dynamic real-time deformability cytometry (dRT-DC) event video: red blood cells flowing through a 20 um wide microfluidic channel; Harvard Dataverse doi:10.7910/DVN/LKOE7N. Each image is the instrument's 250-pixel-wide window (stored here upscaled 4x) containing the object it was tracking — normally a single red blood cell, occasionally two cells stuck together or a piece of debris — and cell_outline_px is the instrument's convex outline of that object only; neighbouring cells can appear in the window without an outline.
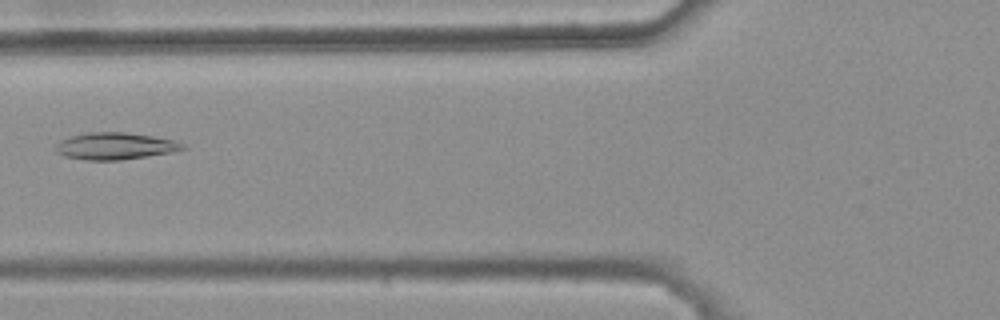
{"species": "common noctule bat (a hibernating species)", "species_latin": "Nyctalus noctula", "temperature_condition": "warm", "stored_images_in_passage": 3, "camera_frame_rate_fps": 3000, "um_per_image_px": 0.085, "animal": {"sex": "female", "body_mass_g": 25.1}, "frame": {"image": 1, "passage_image": 2, "time_ms": 0.333, "image_size_px": [1000, 320], "cell_outline_px": [[188, 148], [172, 152], [120, 160], [84, 160], [64, 156], [56, 152], [56, 144], [60, 140], [72, 136], [88, 132], [124, 132], [152, 136], [176, 140], [184, 144]], "centroid_in_image_um": [9.79, 12.41], "position_along_channel_um": 116.0, "area_um2": 19.94}}
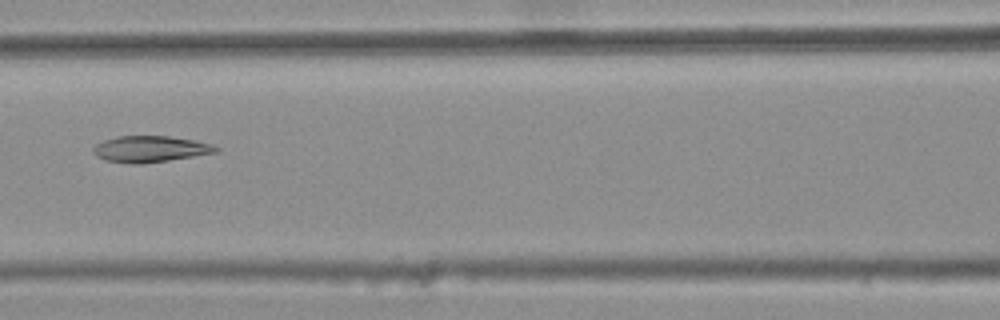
{"frame": {"image": 2, "passage_image": 3, "time_ms": 0.667, "image_size_px": [1000, 320], "cell_outline_px": [[220, 148], [216, 152], [168, 160], [140, 164], [132, 164], [104, 160], [96, 156], [92, 152], [92, 148], [96, 144], [104, 140], [116, 136], [168, 136], [196, 140], [212, 144]], "centroid_in_image_um": [12.73, 12.66], "position_along_channel_um": 153.9, "area_um2": 18.79}}